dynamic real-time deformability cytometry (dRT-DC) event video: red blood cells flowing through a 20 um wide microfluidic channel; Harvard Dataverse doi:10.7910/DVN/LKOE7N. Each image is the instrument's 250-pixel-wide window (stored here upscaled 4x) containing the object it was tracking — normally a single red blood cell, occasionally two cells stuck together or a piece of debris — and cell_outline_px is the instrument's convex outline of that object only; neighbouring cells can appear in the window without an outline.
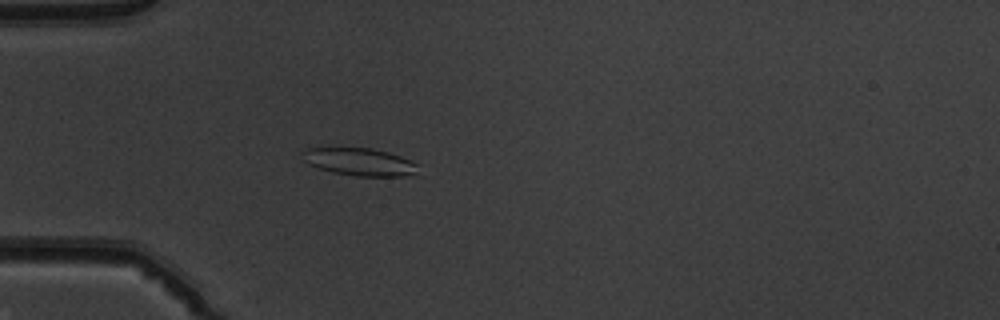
{"species": "common noctule bat (a hibernating species)", "species_latin": "Nyctalus noctula", "temperature_condition": "warm", "stored_images_in_passage": 51, "camera_frame_rate_fps": 3000, "um_per_image_px": 0.085, "animal": {"sex": "male", "body_mass_g": 19.5, "forearm_length_mm": 54.6}, "frame": {"image": 1, "passage_image": 16, "time_ms": 5.0, "image_size_px": [1000, 320], "cell_outline_px": [[420, 164], [416, 172], [404, 176], [356, 176], [332, 172], [308, 164], [304, 160], [300, 152], [304, 148], [372, 148], [388, 152], [400, 156]], "centroid_in_image_um": [30.55, 13.75], "position_along_channel_um": 54.4, "area_um2": 18.61}}
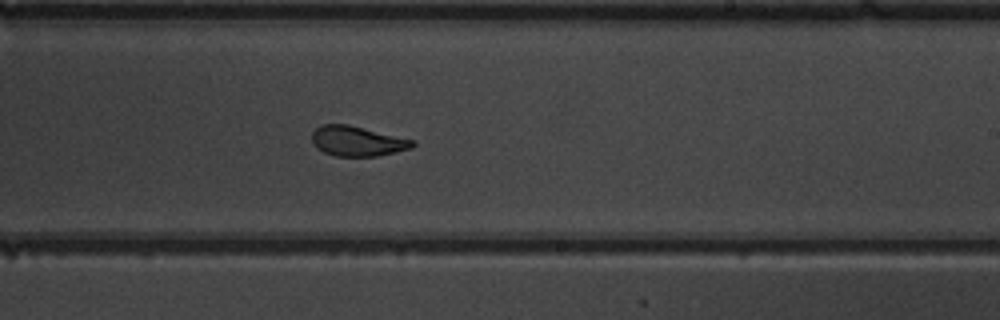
{"frame": {"image": 2, "passage_image": 32, "time_ms": 10.333, "image_size_px": [1000, 320], "cell_outline_px": [[416, 144], [412, 148], [396, 152], [376, 156], [336, 156], [324, 152], [316, 148], [312, 140], [312, 132], [320, 124], [348, 124], [416, 140]], "centroid_in_image_um": [30.39, 11.99], "position_along_channel_um": 258.6, "area_um2": 17.74}}
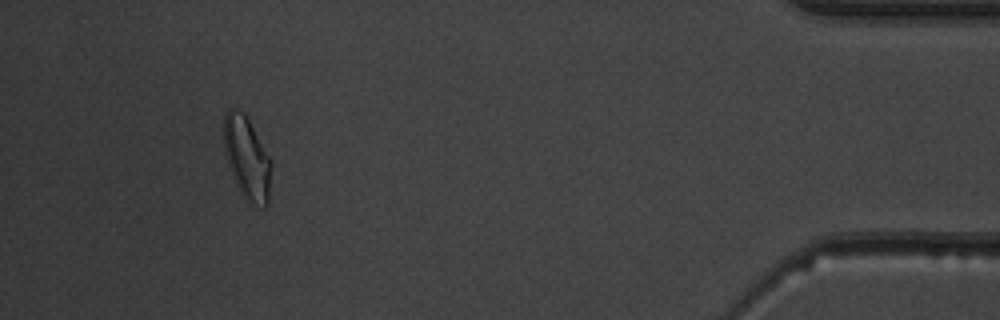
{"frame": {"image": 3, "passage_image": 48, "time_ms": 15.667, "image_size_px": [1000, 320], "cell_outline_px": [[272, 164], [268, 204], [264, 208], [248, 200], [240, 192], [236, 184], [224, 156], [224, 112], [228, 108], [236, 108], [244, 112], [268, 156]], "centroid_in_image_um": [20.96, 13.41], "position_along_channel_um": 414.2, "area_um2": 22.72}, "authors_computed_cell_mechanics": {"area_um2": 19.074, "velocity_mm_per_s": 4.0203, "shape_relaxation_time_tau1_ms": 5.3548, "shape_relaxation_time_tau2_ms": 1.1205, "deformation_change_tau1": 0.1924, "deformation_change_tau2": 0.0621}}